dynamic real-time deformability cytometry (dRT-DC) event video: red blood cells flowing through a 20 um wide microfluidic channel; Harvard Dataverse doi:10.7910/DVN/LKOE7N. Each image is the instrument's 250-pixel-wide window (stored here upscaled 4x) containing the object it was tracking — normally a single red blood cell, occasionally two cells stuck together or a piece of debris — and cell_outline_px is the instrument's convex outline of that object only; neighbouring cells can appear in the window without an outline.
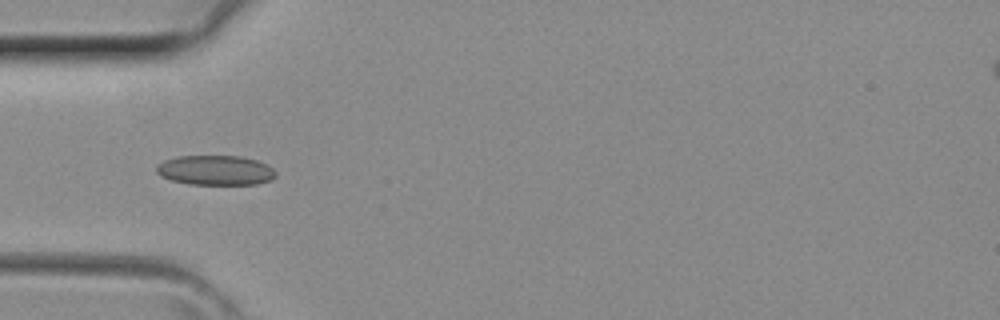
{"species": "common noctule bat (a hibernating species)", "species_latin": "Nyctalus noctula", "temperature_condition": "room temperature", "stored_images_in_passage": 3, "camera_frame_rate_fps": 3000, "um_per_image_px": 0.085, "animal": {"sex": "female", "body_mass_g": 29.2, "forearm_length_mm": 56.3}, "frame": {"image": 1, "passage_image": 3, "time_ms": 0.667, "image_size_px": [1000, 320], "cell_outline_px": [[276, 176], [272, 180], [256, 184], [188, 184], [172, 180], [160, 176], [156, 172], [156, 164], [164, 160], [180, 156], [240, 156], [256, 160], [268, 164], [276, 172]], "centroid_in_image_um": [18.32, 14.47], "position_along_channel_um": 66.7, "area_um2": 20.81}}